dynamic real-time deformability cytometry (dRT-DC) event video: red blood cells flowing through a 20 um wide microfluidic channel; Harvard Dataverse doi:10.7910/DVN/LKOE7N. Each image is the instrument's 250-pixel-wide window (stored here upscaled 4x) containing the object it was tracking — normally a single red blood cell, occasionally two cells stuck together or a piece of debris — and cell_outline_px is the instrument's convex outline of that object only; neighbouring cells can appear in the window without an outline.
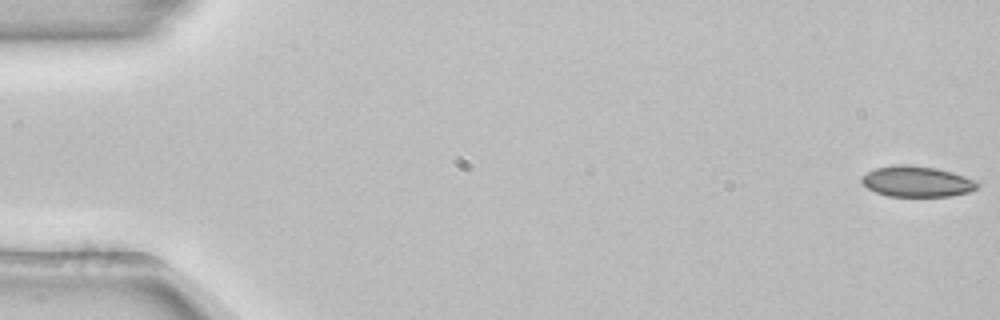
{"species": "common noctule bat (a hibernating species)", "species_latin": "Nyctalus noctula", "temperature_condition": "room temperature", "stored_images_in_passage": 53, "camera_frame_rate_fps": 3000, "um_per_image_px": 0.085, "animal": {"sex": "female", "body_mass_g": 22.7, "forearm_length_mm": 54.2}, "frame": {"image": 1, "passage_image": 1, "time_ms": 0.0, "image_size_px": [1000, 320], "cell_outline_px": [[980, 184], [972, 192], [952, 196], [888, 196], [876, 192], [868, 188], [860, 180], [860, 176], [876, 168], [900, 164], [904, 164], [936, 168], [952, 172], [976, 180]], "centroid_in_image_um": [77.96, 15.43], "position_along_channel_um": 7.0, "area_um2": 20.75}}
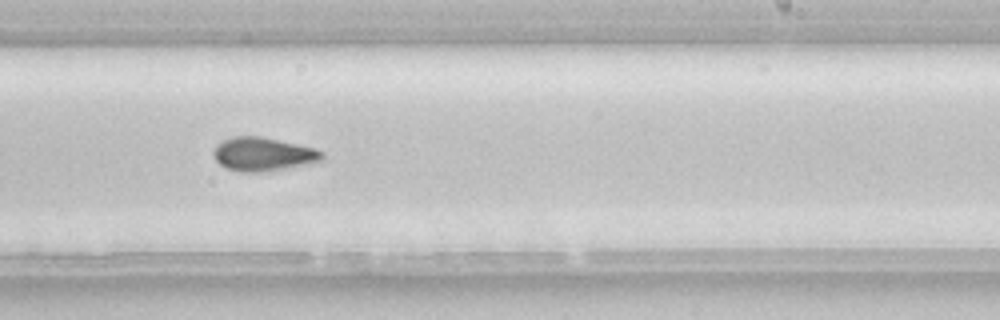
{"frame": {"image": 2, "passage_image": 33, "time_ms": 10.667, "image_size_px": [1000, 320], "cell_outline_px": [[324, 156], [320, 160], [284, 168], [260, 172], [240, 172], [228, 168], [220, 164], [212, 156], [212, 152], [216, 144], [232, 136], [260, 136], [316, 148], [324, 152]], "centroid_in_image_um": [22.31, 13.09], "position_along_channel_um": 266.7, "area_um2": 21.04}}
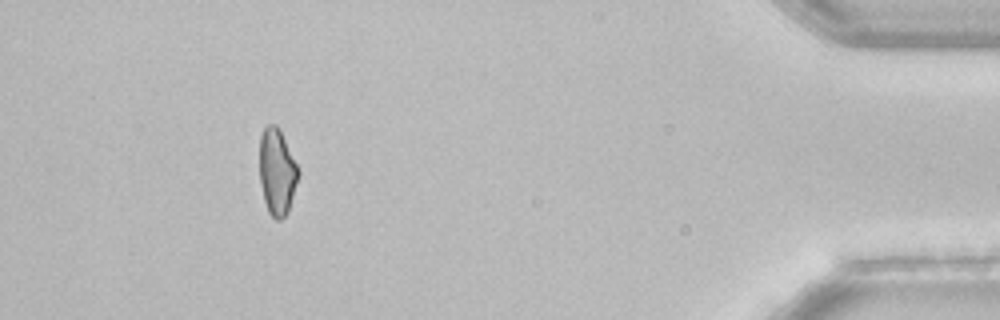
{"frame": {"image": 3, "passage_image": 49, "time_ms": 16.0, "image_size_px": [1000, 320], "cell_outline_px": [[300, 172], [288, 212], [280, 220], [276, 220], [268, 212], [264, 200], [260, 184], [260, 136], [264, 128], [268, 124], [276, 124], [300, 168]], "centroid_in_image_um": [23.55, 14.61], "position_along_channel_um": 411.6, "area_um2": 19.54}, "authors_computed_cell_mechanics": {"area_um2": 20.9814, "velocity_mm_per_s": 3.8824, "shape_relaxation_time_tau1_ms": 8.6698, "shape_relaxation_time_tau2_ms": 6.7138, "deformation_change_tau1": 0.1471, "deformation_change_tau2": 0.1077}}